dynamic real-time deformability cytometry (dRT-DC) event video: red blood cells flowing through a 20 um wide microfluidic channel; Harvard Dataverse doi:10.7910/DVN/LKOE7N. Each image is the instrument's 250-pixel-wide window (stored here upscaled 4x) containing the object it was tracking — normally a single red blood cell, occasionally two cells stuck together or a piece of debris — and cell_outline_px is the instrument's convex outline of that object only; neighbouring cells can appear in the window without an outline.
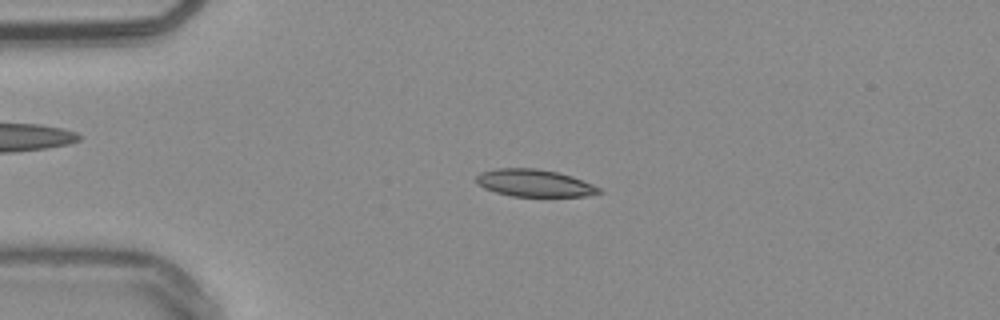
{"species": "common noctule bat (a hibernating species)", "species_latin": "Nyctalus noctula", "temperature_condition": "warm", "stored_images_in_passage": 53, "camera_frame_rate_fps": 3000, "um_per_image_px": 0.085, "animal": {"sex": "male", "body_mass_g": 20.4}, "frame": {"image": 1, "passage_image": 12, "time_ms": 3.667, "image_size_px": [1000, 320], "cell_outline_px": [[604, 192], [588, 196], [512, 196], [496, 192], [484, 188], [476, 180], [476, 176], [480, 172], [496, 168], [536, 168], [556, 172], [572, 176], [592, 184], [600, 188]], "centroid_in_image_um": [45.44, 15.56], "position_along_channel_um": 39.6, "area_um2": 19.42}}
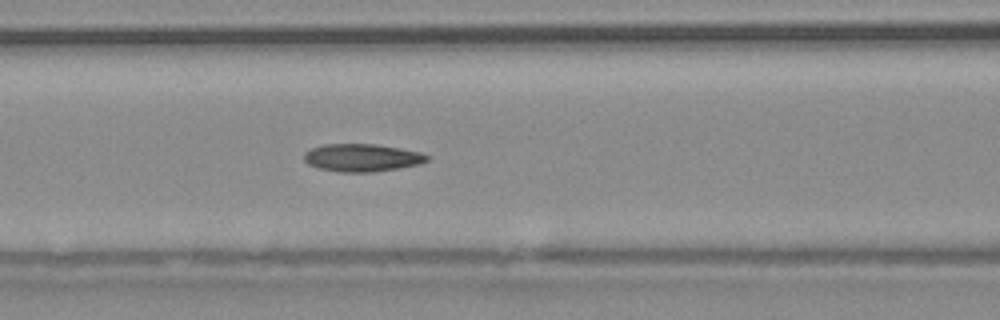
{"frame": {"image": 2, "passage_image": 22, "time_ms": 7.0, "image_size_px": [1000, 320], "cell_outline_px": [[432, 156], [428, 160], [420, 164], [400, 168], [372, 172], [340, 172], [316, 168], [308, 164], [304, 160], [304, 152], [312, 148], [324, 144], [376, 144], [420, 152]], "centroid_in_image_um": [30.77, 13.41], "position_along_channel_um": 135.8, "area_um2": 20.0}}
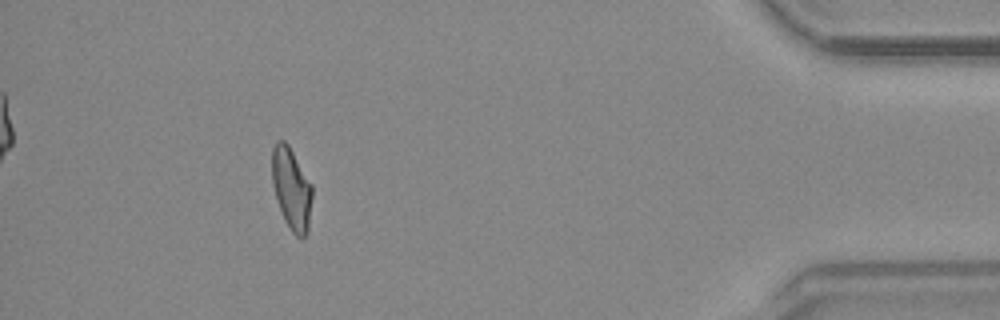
{"frame": {"image": 3, "passage_image": 48, "time_ms": 15.667, "image_size_px": [1000, 320], "cell_outline_px": [[312, 196], [308, 232], [304, 236], [296, 236], [292, 232], [284, 220], [272, 184], [272, 148], [276, 140], [284, 140], [288, 144], [312, 184]], "centroid_in_image_um": [24.77, 16.01], "position_along_channel_um": 410.4, "area_um2": 19.13}, "authors_computed_cell_mechanics": {"area_um2": 19.2474, "velocity_mm_per_s": 3.8145, "shape_relaxation_time_tau1_ms": 4.6997, "shape_relaxation_time_tau2_ms": 1.7065, "deformation_change_tau1": 0.1565, "deformation_change_tau2": 0.0929}}